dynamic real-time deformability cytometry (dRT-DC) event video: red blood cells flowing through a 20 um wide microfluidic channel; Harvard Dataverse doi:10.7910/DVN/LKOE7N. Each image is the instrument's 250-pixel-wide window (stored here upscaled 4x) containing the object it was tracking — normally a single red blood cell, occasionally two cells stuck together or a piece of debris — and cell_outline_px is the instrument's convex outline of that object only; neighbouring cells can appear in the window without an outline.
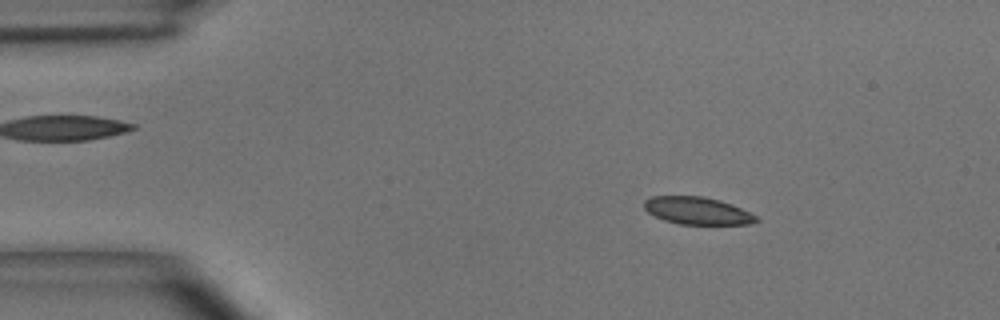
{"species": "common noctule bat (a hibernating species)", "species_latin": "Nyctalus noctula", "temperature_condition": "room temperature", "stored_images_in_passage": 6, "camera_frame_rate_fps": 3000, "um_per_image_px": 0.085, "animal": {"sex": "male", "body_mass_g": 15.6}, "frame": {"image": 1, "passage_image": 1, "time_ms": 0.0, "image_size_px": [1000, 320], "cell_outline_px": [[760, 220], [752, 224], [680, 224], [664, 220], [648, 212], [644, 208], [644, 200], [652, 196], [704, 196], [720, 200], [732, 204], [756, 216]], "centroid_in_image_um": [59.27, 17.91], "position_along_channel_um": 25.7, "area_um2": 17.86}}
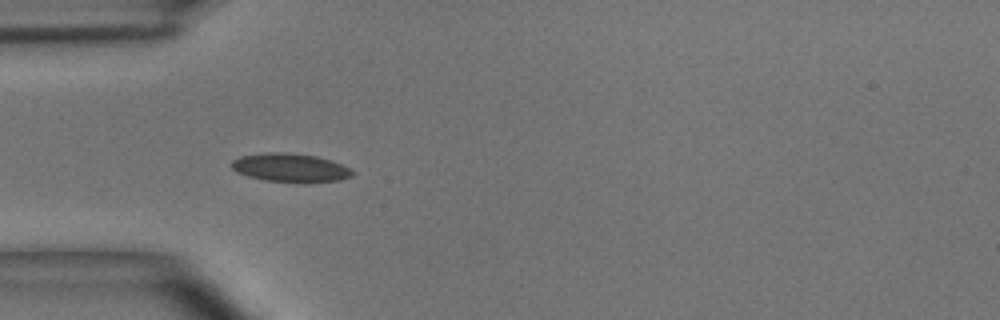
{"frame": {"image": 2, "passage_image": 3, "time_ms": 0.667, "image_size_px": [1000, 320], "cell_outline_px": [[356, 172], [352, 176], [340, 180], [264, 180], [248, 176], [236, 172], [228, 164], [232, 160], [240, 156], [264, 152], [284, 152], [316, 156], [332, 160]], "centroid_in_image_um": [24.6, 14.21], "position_along_channel_um": 60.4, "area_um2": 19.54}}
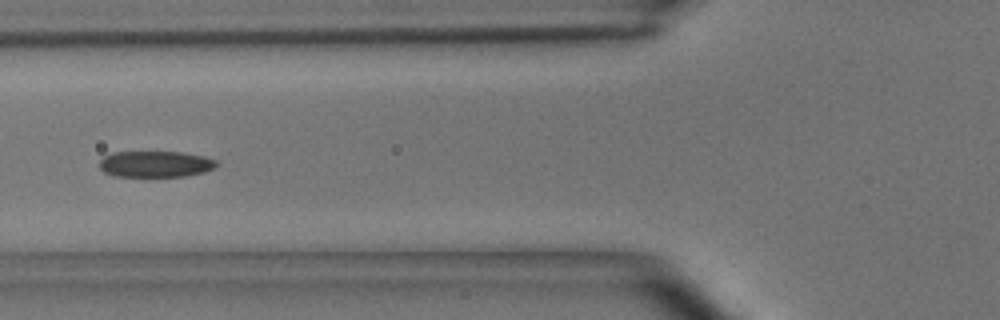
{"frame": {"image": 3, "passage_image": 4, "time_ms": 1.0, "image_size_px": [1000, 320], "cell_outline_px": [[220, 164], [204, 172], [184, 176], [116, 176], [104, 172], [100, 168], [100, 160], [104, 156], [112, 152], [180, 152], [204, 156], [216, 160]], "centroid_in_image_um": [13.22, 13.94], "position_along_channel_um": 112.6, "area_um2": 17.8}}